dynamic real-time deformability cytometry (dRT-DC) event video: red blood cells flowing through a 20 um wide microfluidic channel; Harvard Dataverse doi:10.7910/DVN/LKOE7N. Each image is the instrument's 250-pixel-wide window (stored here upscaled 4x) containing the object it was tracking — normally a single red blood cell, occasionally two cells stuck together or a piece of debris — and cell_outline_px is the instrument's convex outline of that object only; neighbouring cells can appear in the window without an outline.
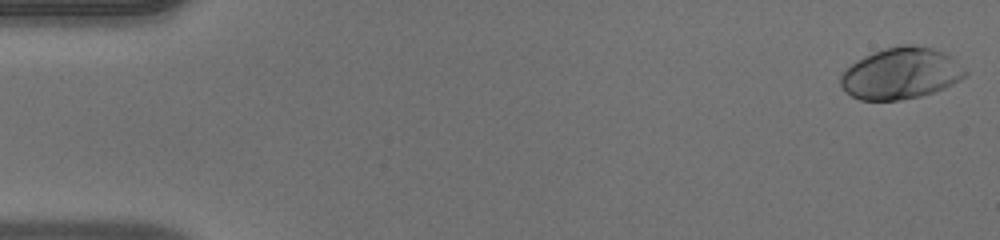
{"species": "human", "species_latin": "Homo sapiens", "temperature_condition": "warm", "stored_images_in_passage": 50, "camera_frame_rate_fps": 3000, "um_per_image_px": 0.085, "donor": {"sex": "male"}, "frame": {"image": 1, "passage_image": 1, "time_ms": 0.0, "image_size_px": [1000, 240], "cell_outline_px": [[968, 72], [960, 80], [944, 88], [920, 96], [900, 100], [860, 100], [844, 92], [840, 84], [840, 76], [852, 64], [864, 56], [872, 52], [884, 48], [904, 44], [912, 44], [932, 48], [948, 56]], "centroid_in_image_um": [76.53, 6.25], "position_along_channel_um": 8.5, "area_um2": 36.93}}
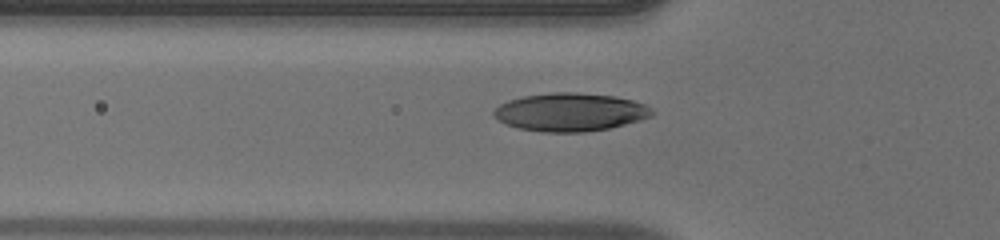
{"frame": {"image": 2, "passage_image": 17, "time_ms": 5.333, "image_size_px": [1000, 240], "cell_outline_px": [[652, 116], [640, 120], [608, 128], [584, 132], [544, 132], [520, 128], [508, 124], [492, 116], [492, 112], [500, 104], [508, 100], [524, 96], [552, 92], [576, 92], [616, 96], [632, 100], [644, 104], [652, 108]], "centroid_in_image_um": [48.47, 9.52], "position_along_channel_um": 77.3, "area_um2": 35.03}}
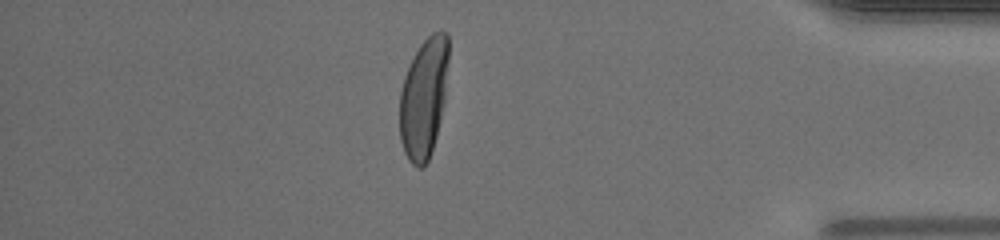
{"frame": {"image": 3, "passage_image": 43, "time_ms": 14.0, "image_size_px": [1000, 240], "cell_outline_px": [[448, 60], [444, 100], [440, 120], [436, 136], [428, 160], [424, 168], [416, 168], [408, 160], [404, 152], [400, 140], [400, 92], [404, 76], [420, 44], [432, 32], [448, 32]], "centroid_in_image_um": [36.01, 8.35], "position_along_channel_um": 399.2, "area_um2": 34.04}, "authors_computed_cell_mechanics": {"area_um2": 35.0557, "velocity_mm_per_s": 4.1078, "shape_relaxation_time_tau1_ms": 3.099, "shape_relaxation_time_tau2_ms": null, "deformation_change_tau1": 0.2017, "deformation_change_tau2": null}}